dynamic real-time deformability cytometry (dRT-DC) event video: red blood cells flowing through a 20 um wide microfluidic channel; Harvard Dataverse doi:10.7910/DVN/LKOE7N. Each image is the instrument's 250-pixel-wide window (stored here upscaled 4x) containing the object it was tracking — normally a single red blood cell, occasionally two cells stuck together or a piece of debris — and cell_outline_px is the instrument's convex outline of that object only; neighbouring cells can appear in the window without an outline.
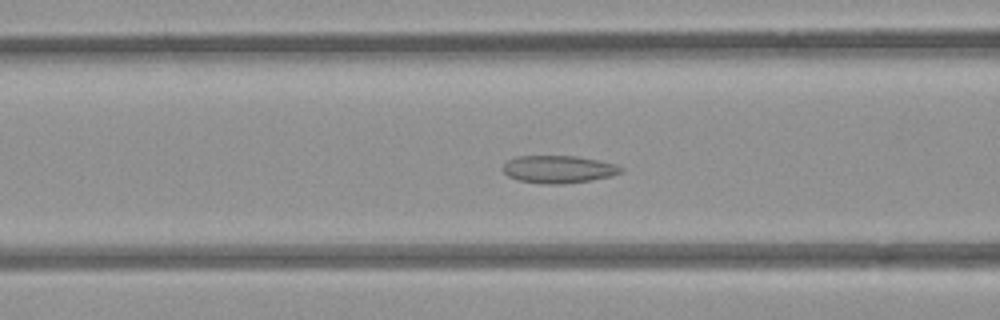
{"species": "common noctule bat (a hibernating species)", "species_latin": "Nyctalus noctula", "temperature_condition": "room temperature", "stored_images_in_passage": 38, "camera_frame_rate_fps": 3000, "um_per_image_px": 0.085, "animal": {"sex": "female", "body_mass_g": 21.9}, "frame": {"image": 1, "passage_image": 11, "time_ms": 3.333, "image_size_px": [1000, 320], "cell_outline_px": [[624, 172], [612, 176], [592, 180], [564, 184], [544, 184], [516, 180], [508, 176], [500, 168], [508, 160], [516, 156], [576, 156], [616, 164], [624, 168]], "centroid_in_image_um": [47.47, 14.4], "position_along_channel_um": 119.1, "area_um2": 19.19}}
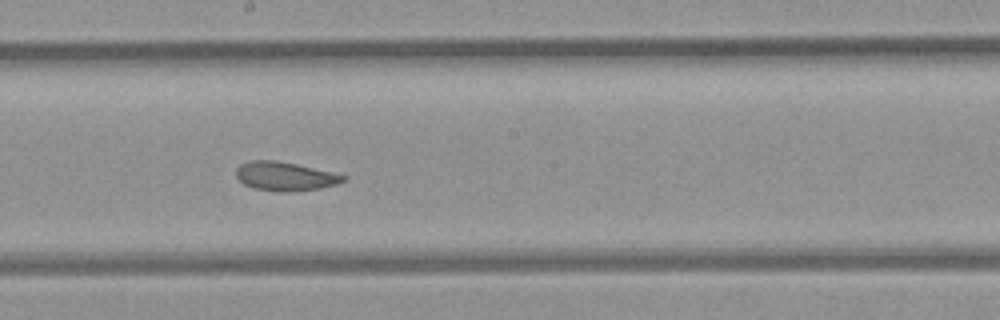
{"frame": {"image": 2, "passage_image": 19, "time_ms": 6.0, "image_size_px": [1000, 320], "cell_outline_px": [[348, 180], [336, 184], [320, 188], [292, 192], [276, 192], [256, 188], [244, 184], [236, 176], [236, 168], [240, 164], [248, 160], [276, 160], [296, 164], [332, 172], [348, 176]], "centroid_in_image_um": [24.24, 14.98], "position_along_channel_um": 224.0, "area_um2": 18.15}}
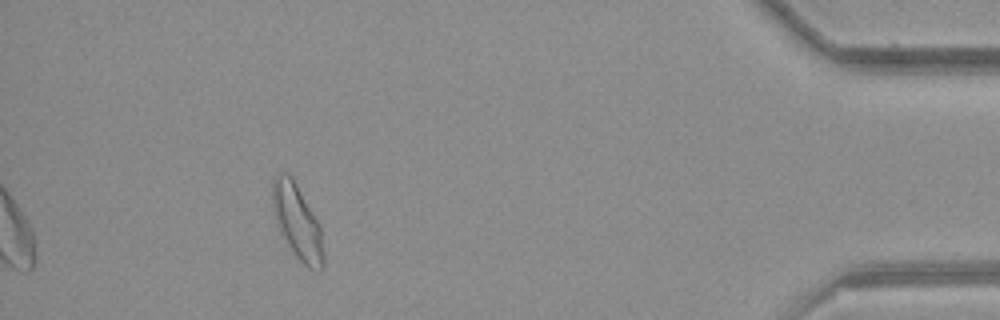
{"frame": {"image": 3, "passage_image": 38, "time_ms": 12.333, "image_size_px": [1000, 320], "cell_outline_px": [[324, 268], [308, 268], [296, 256], [288, 244], [276, 224], [272, 208], [272, 180], [276, 172], [284, 172], [292, 176], [320, 224], [324, 256]], "centroid_in_image_um": [25.25, 18.79], "position_along_channel_um": 409.9, "area_um2": 22.2}, "authors_computed_cell_mechanics": {"area_um2": 19.074, "velocity_mm_per_s": 3.9186, "shape_relaxation_time_tau1_ms": null, "shape_relaxation_time_tau2_ms": 0.9542, "deformation_change_tau1": null, "deformation_change_tau2": 0.0609}}